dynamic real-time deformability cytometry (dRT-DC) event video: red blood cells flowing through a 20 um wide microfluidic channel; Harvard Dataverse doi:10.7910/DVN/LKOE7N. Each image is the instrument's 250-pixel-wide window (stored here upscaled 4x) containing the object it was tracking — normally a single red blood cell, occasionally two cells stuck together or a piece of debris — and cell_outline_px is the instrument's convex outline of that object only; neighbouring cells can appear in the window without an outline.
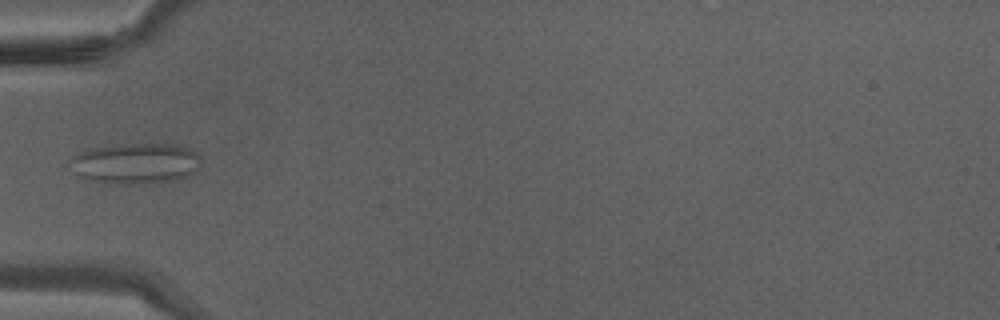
{"species": "Egyptian fruit bat (a non-hibernating species)", "species_latin": "Rousettus aegyptiacus", "temperature_condition": "warm", "stored_images_in_passage": 27, "segment_of_instrument_passage": [1, 2], "camera_frame_rate_fps": 3000, "um_per_image_px": 0.085, "animal": {"sex": "male"}, "frame": {"image": 1, "passage_image": 1, "time_ms": 0.0, "image_size_px": [1000, 320], "cell_outline_px": [[200, 168], [196, 172], [188, 176], [176, 180], [136, 184], [116, 184], [92, 180], [80, 176], [68, 160], [72, 156], [80, 152], [92, 148], [132, 144], [176, 144], [188, 148], [196, 152], [200, 156]], "centroid_in_image_um": [11.59, 13.89], "position_along_channel_um": 73.4, "area_um2": 30.92}}